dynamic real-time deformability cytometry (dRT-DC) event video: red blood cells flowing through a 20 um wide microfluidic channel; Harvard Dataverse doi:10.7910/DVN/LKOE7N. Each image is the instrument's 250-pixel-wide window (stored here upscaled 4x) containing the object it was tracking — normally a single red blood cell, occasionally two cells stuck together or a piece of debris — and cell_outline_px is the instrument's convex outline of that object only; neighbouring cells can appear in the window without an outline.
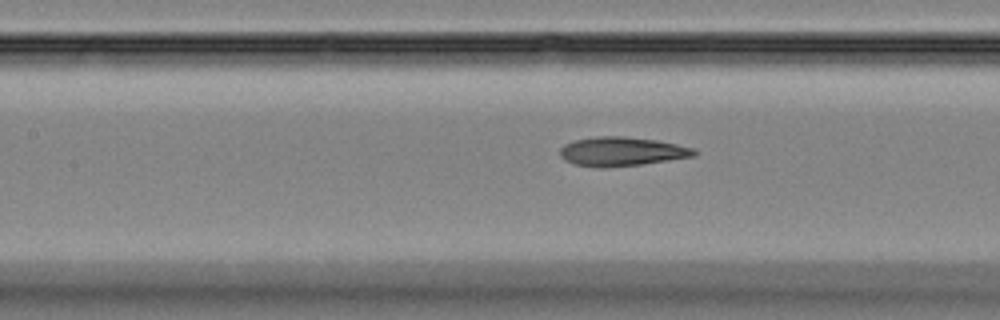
{"species": "Egyptian fruit bat (a non-hibernating species)", "species_latin": "Rousettus aegyptiacus", "temperature_condition": "room temperature", "stored_images_in_passage": 39, "camera_frame_rate_fps": 3000, "um_per_image_px": 0.085, "animal": {"sex": "female"}, "frame": {"image": 1, "passage_image": 12, "time_ms": 3.667, "image_size_px": [1000, 320], "cell_outline_px": [[696, 156], [640, 164], [604, 168], [596, 168], [572, 164], [564, 160], [560, 156], [560, 148], [564, 144], [576, 140], [596, 136], [624, 136], [656, 140], [696, 148]], "centroid_in_image_um": [52.81, 12.88], "position_along_channel_um": 154.6, "area_um2": 22.83}}
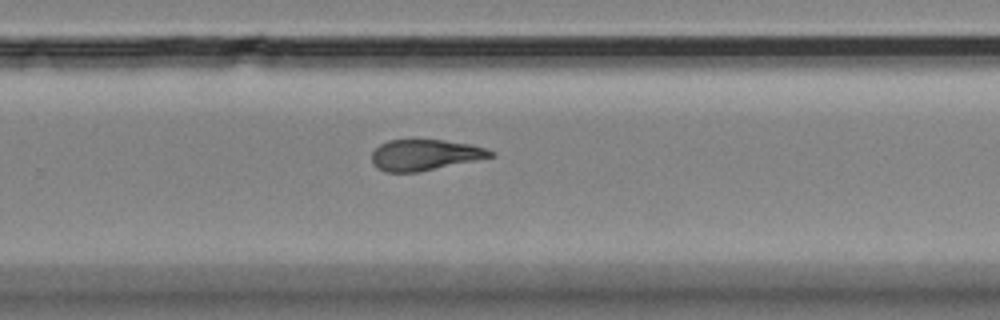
{"frame": {"image": 2, "passage_image": 23, "time_ms": 7.333, "image_size_px": [1000, 320], "cell_outline_px": [[496, 156], [420, 172], [384, 172], [376, 168], [372, 164], [372, 152], [380, 144], [388, 140], [444, 140], [472, 144], [488, 148], [496, 152]], "centroid_in_image_um": [36.15, 13.17], "position_along_channel_um": 293.6, "area_um2": 21.73}}
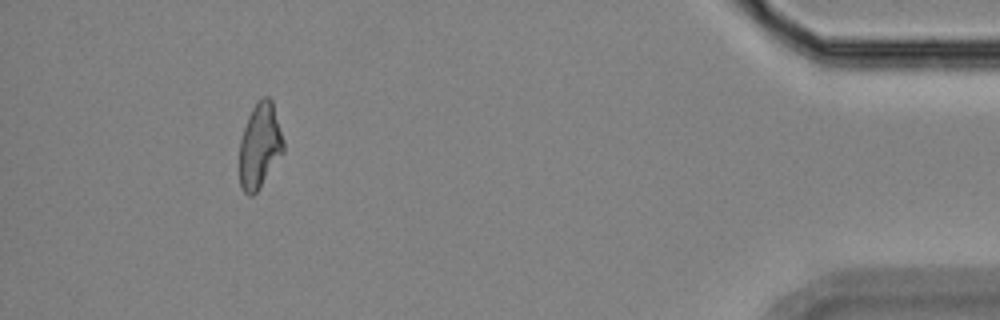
{"frame": {"image": 3, "passage_image": 37, "time_ms": 12.0, "image_size_px": [1000, 320], "cell_outline_px": [[284, 152], [256, 192], [252, 196], [248, 196], [240, 188], [240, 140], [248, 116], [252, 108], [264, 96], [268, 96], [272, 100], [284, 140]], "centroid_in_image_um": [22.09, 12.39], "position_along_channel_um": 413.1, "area_um2": 21.68}}